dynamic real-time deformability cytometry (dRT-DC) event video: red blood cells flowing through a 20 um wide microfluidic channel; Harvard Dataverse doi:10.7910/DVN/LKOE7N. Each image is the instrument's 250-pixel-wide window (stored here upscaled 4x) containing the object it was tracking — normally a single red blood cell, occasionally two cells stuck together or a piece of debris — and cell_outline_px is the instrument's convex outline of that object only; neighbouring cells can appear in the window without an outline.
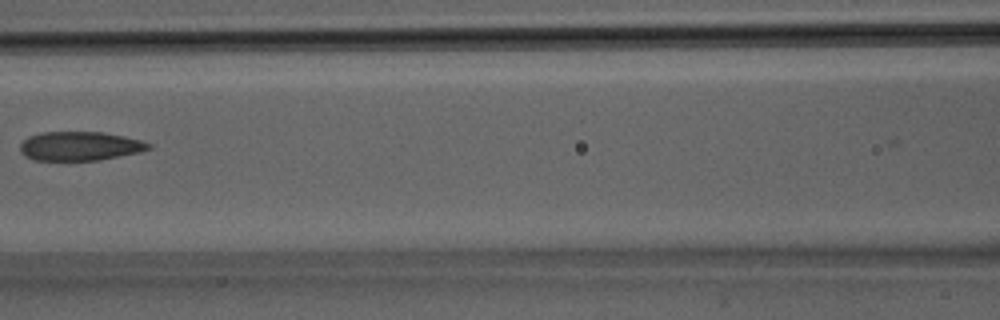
{"species": "Egyptian fruit bat (a non-hibernating species)", "species_latin": "Rousettus aegyptiacus", "temperature_condition": "room temperature", "stored_images_in_passage": 9, "camera_frame_rate_fps": 3000, "um_per_image_px": 0.085, "animal": {"sex": "male"}, "frame": {"image": 1, "passage_image": 6, "time_ms": 1.667, "image_size_px": [1000, 320], "cell_outline_px": [[152, 148], [140, 152], [100, 160], [32, 160], [24, 156], [20, 152], [20, 144], [28, 136], [44, 132], [104, 132], [124, 136], [140, 140], [152, 144]], "centroid_in_image_um": [6.79, 12.42], "position_along_channel_um": 159.8, "area_um2": 21.85}}